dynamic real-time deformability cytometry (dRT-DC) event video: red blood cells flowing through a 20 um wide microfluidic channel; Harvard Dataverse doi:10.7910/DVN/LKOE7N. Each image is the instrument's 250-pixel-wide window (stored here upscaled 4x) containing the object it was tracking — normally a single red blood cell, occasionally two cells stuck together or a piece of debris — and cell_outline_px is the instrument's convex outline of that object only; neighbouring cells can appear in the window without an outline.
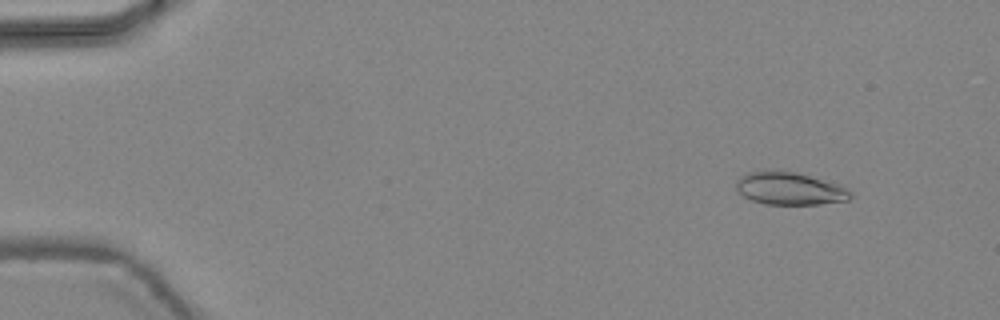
{"species": "common noctule bat (a hibernating species)", "species_latin": "Nyctalus noctula", "temperature_condition": "warm", "stored_images_in_passage": 44, "camera_frame_rate_fps": 3000, "um_per_image_px": 0.085, "animal": {"sex": "female", "body_mass_g": 24.6, "forearm_length_mm": 56.2}, "frame": {"image": 1, "passage_image": 5, "time_ms": 1.333, "image_size_px": [1000, 320], "cell_outline_px": [[852, 196], [848, 200], [820, 204], [764, 204], [752, 200], [736, 192], [736, 180], [740, 176], [748, 172], [764, 168], [772, 168], [792, 172], [840, 184], [848, 188], [852, 192]], "centroid_in_image_um": [67.07, 16.0], "position_along_channel_um": 17.9, "area_um2": 22.2}}
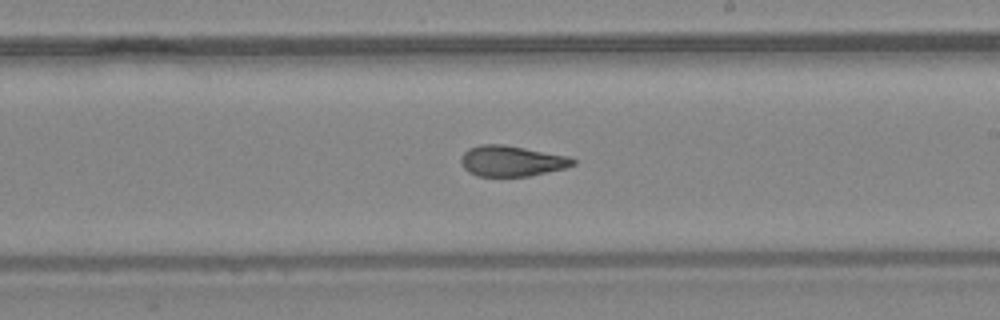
{"frame": {"image": 2, "passage_image": 28, "time_ms": 9.0, "image_size_px": [1000, 320], "cell_outline_px": [[576, 164], [564, 168], [528, 176], [476, 176], [468, 172], [460, 164], [460, 156], [468, 148], [480, 144], [500, 144], [524, 148], [568, 156], [576, 160]], "centroid_in_image_um": [43.43, 13.68], "position_along_channel_um": 245.6, "area_um2": 20.0}}
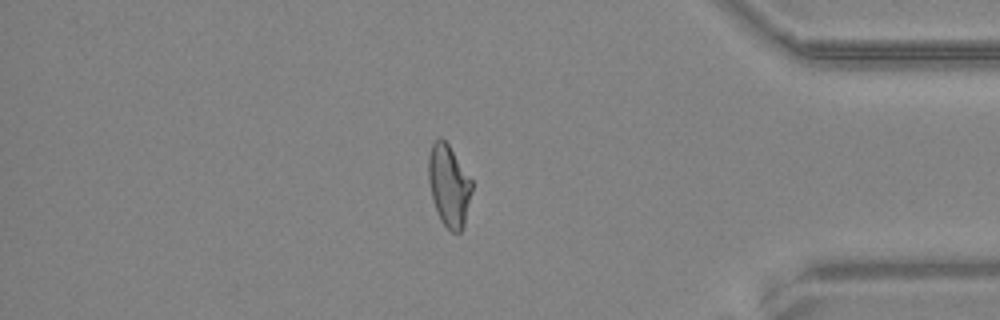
{"frame": {"image": 3, "passage_image": 40, "time_ms": 13.0, "image_size_px": [1000, 320], "cell_outline_px": [[472, 192], [464, 224], [460, 232], [452, 232], [440, 220], [432, 196], [428, 180], [428, 156], [432, 144], [440, 136], [448, 144], [472, 180]], "centroid_in_image_um": [38.15, 15.76], "position_along_channel_um": 397.0, "area_um2": 20.46}, "authors_computed_cell_mechanics": {"area_um2": 20.7213, "velocity_mm_per_s": 4.491, "shape_relaxation_time_tau1_ms": null, "shape_relaxation_time_tau2_ms": 1.9272, "deformation_change_tau1": null, "deformation_change_tau2": 0.0991}}